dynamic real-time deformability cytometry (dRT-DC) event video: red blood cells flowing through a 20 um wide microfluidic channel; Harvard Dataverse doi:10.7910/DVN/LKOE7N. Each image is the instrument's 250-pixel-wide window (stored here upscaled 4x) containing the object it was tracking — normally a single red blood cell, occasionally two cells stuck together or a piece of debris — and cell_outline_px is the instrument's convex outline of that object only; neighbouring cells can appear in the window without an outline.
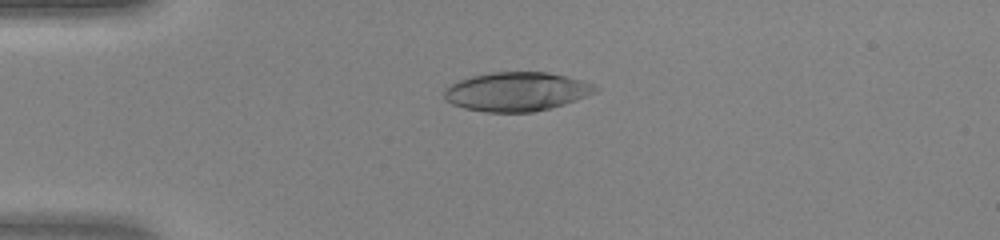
{"species": "human", "species_latin": "Homo sapiens", "temperature_condition": "warm", "stored_images_in_passage": 47, "camera_frame_rate_fps": 3000, "um_per_image_px": 0.085, "donor": {"sex": "female"}, "frame": {"image": 1, "passage_image": 12, "time_ms": 3.667, "image_size_px": [1000, 240], "cell_outline_px": [[600, 88], [596, 92], [588, 96], [552, 108], [532, 112], [484, 112], [464, 108], [452, 104], [444, 100], [444, 88], [448, 84], [456, 80], [472, 76], [492, 72], [548, 72], [596, 84]], "centroid_in_image_um": [43.89, 7.79], "position_along_channel_um": 41.1, "area_um2": 34.68}}
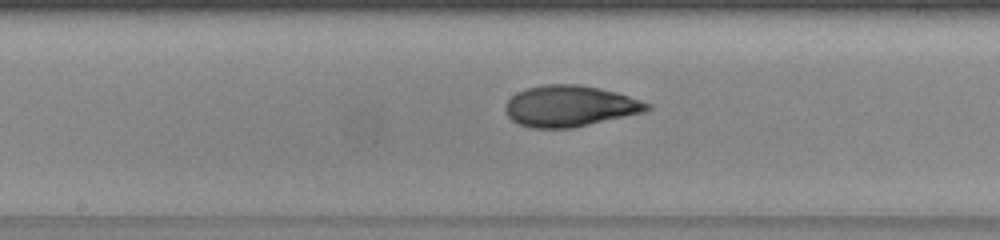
{"frame": {"image": 2, "passage_image": 25, "time_ms": 8.0, "image_size_px": [1000, 240], "cell_outline_px": [[652, 108], [644, 112], [572, 128], [532, 128], [520, 124], [512, 120], [508, 116], [504, 108], [504, 104], [516, 92], [528, 88], [544, 84], [580, 84], [600, 88], [616, 92], [652, 104]], "centroid_in_image_um": [48.43, 9.01], "position_along_channel_um": 199.8, "area_um2": 33.99}}
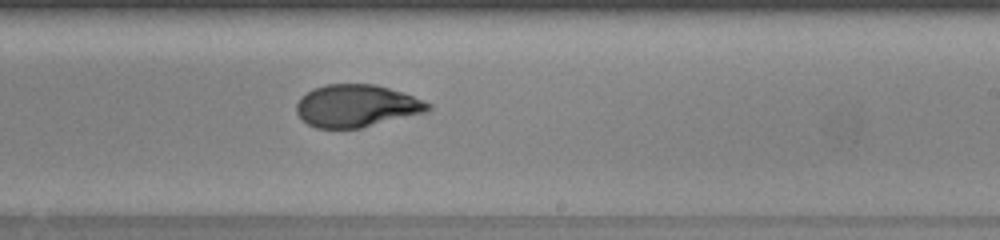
{"frame": {"image": 3, "passage_image": 29, "time_ms": 9.333, "image_size_px": [1000, 240], "cell_outline_px": [[432, 108], [428, 112], [360, 128], [316, 128], [308, 124], [296, 112], [296, 104], [300, 96], [312, 88], [324, 84], [376, 84], [404, 92], [432, 104]], "centroid_in_image_um": [30.32, 8.98], "position_along_channel_um": 258.7, "area_um2": 32.83}}